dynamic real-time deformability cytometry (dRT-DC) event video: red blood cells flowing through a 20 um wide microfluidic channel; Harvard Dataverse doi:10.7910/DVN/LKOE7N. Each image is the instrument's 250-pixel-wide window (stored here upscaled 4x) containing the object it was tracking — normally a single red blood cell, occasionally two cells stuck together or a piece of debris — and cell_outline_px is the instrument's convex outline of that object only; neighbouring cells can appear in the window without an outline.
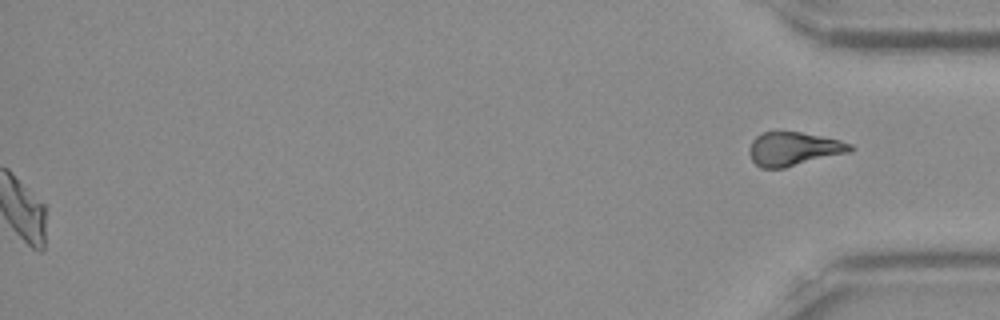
{"species": "Egyptian fruit bat (a non-hibernating species)", "species_latin": "Rousettus aegyptiacus", "temperature_condition": "room temperature", "stored_images_in_passage": 53, "segment_of_instrument_passage": [2, 2], "camera_frame_rate_fps": 3000, "um_per_image_px": 0.085, "frame": {"image": 1, "passage_image": 53, "time_ms": 17.333, "image_size_px": [1000, 320], "cell_outline_px": [[852, 152], [784, 168], [760, 168], [752, 160], [748, 152], [748, 148], [752, 140], [756, 136], [764, 132], [780, 128], [840, 140], [852, 144]], "centroid_in_image_um": [67.43, 12.63], "position_along_channel_um": 367.8, "area_um2": 20.4}}